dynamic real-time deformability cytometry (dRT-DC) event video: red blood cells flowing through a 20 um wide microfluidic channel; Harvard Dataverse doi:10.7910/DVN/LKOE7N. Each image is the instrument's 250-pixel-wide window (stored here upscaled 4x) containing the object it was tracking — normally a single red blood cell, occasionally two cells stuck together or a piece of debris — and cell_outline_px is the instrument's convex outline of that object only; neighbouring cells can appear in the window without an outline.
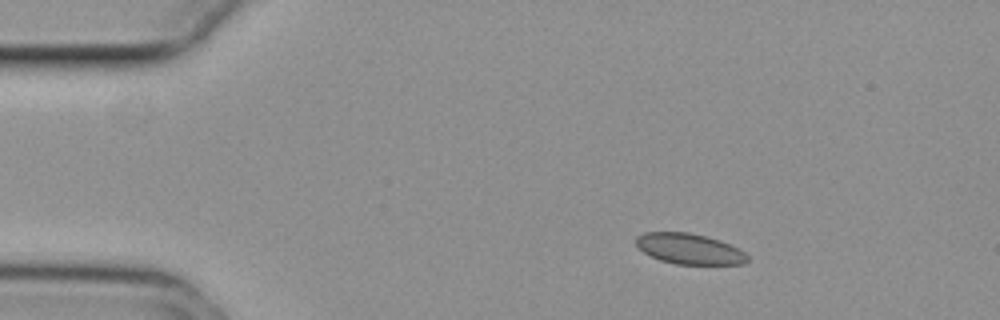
{"species": "common noctule bat (a hibernating species)", "species_latin": "Nyctalus noctula", "temperature_condition": "cold", "stored_images_in_passage": 47, "camera_frame_rate_fps": 3000, "um_per_image_px": 0.085, "animal": {"sex": "female", "body_mass_g": 29.2, "forearm_length_mm": 56.3}, "frame": {"image": 1, "passage_image": 1, "time_ms": 0.0, "image_size_px": [1000, 320], "cell_outline_px": [[748, 260], [744, 264], [676, 264], [660, 260], [644, 252], [636, 244], [636, 236], [644, 232], [688, 232], [708, 236], [720, 240], [740, 248], [748, 256]], "centroid_in_image_um": [58.62, 21.14], "position_along_channel_um": 26.4, "area_um2": 19.94}}
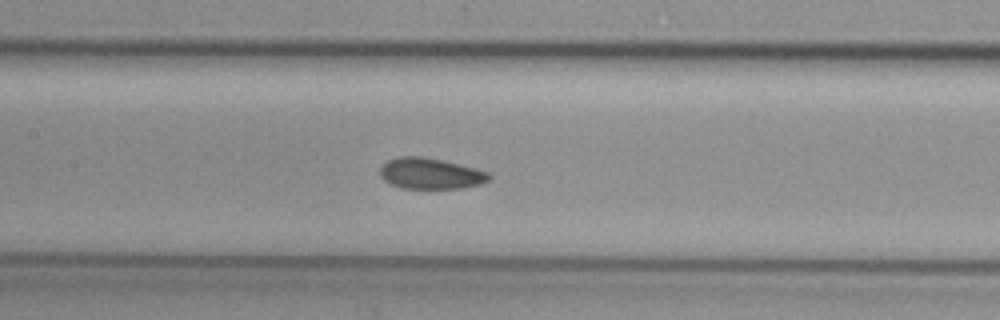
{"frame": {"image": 2, "passage_image": 18, "time_ms": 5.667, "image_size_px": [1000, 320], "cell_outline_px": [[492, 176], [488, 180], [480, 184], [460, 188], [404, 188], [392, 184], [384, 180], [380, 176], [380, 168], [388, 160], [400, 156], [420, 156], [444, 160], [476, 168], [488, 172]], "centroid_in_image_um": [36.6, 14.74], "position_along_channel_um": 170.8, "area_um2": 19.59}}
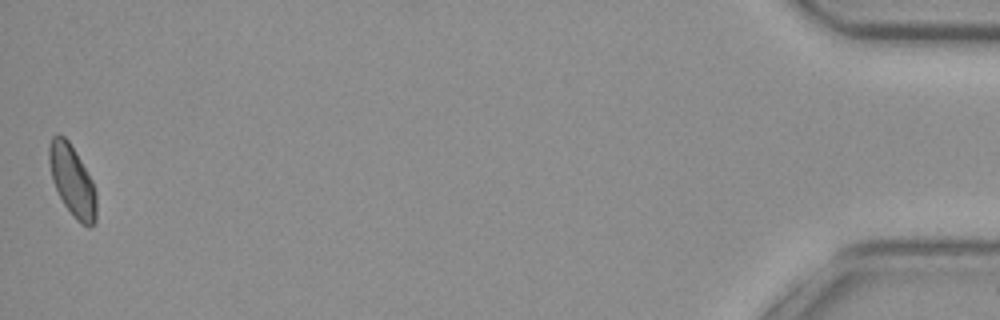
{"frame": {"image": 3, "passage_image": 47, "time_ms": 15.333, "image_size_px": [1000, 320], "cell_outline_px": [[96, 220], [88, 228], [80, 224], [76, 220], [64, 204], [52, 180], [48, 160], [48, 144], [52, 136], [64, 136], [68, 140], [92, 180], [96, 192]], "centroid_in_image_um": [6.14, 15.38], "position_along_channel_um": 429.1, "area_um2": 19.42}, "authors_computed_cell_mechanics": {"area_um2": 19.8254, "velocity_mm_per_s": 3.7132, "shape_relaxation_time_tau1_ms": null, "shape_relaxation_time_tau2_ms": 2.0538, "deformation_change_tau1": null, "deformation_change_tau2": 0.0702}}